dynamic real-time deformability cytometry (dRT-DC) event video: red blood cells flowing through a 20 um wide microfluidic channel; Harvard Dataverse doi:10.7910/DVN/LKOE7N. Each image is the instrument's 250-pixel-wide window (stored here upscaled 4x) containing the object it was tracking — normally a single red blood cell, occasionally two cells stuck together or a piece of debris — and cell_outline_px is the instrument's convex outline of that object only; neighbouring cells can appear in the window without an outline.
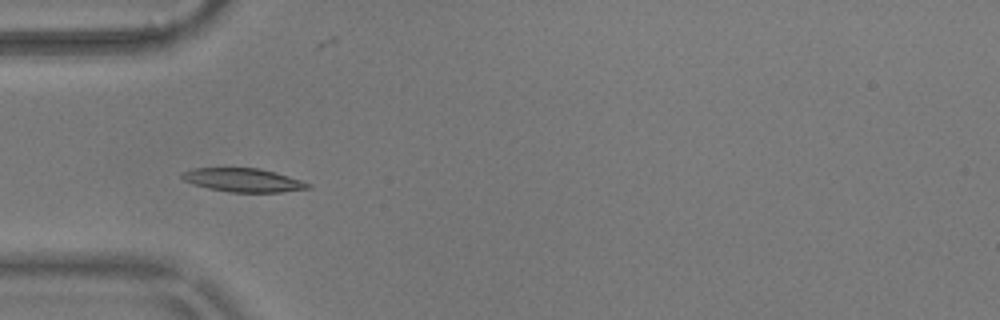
{"species": "common noctule bat (a hibernating species)", "species_latin": "Nyctalus noctula", "temperature_condition": "warm", "stored_images_in_passage": 57, "camera_frame_rate_fps": 3000, "um_per_image_px": 0.085, "animal": {"sex": "male", "body_mass_g": 17.9}, "frame": {"image": 1, "passage_image": 18, "time_ms": 5.667, "image_size_px": [1000, 320], "cell_outline_px": [[312, 188], [280, 192], [232, 192], [208, 188], [192, 184], [184, 180], [180, 176], [184, 172], [192, 168], [260, 168], [276, 172], [312, 184]], "centroid_in_image_um": [20.69, 15.31], "position_along_channel_um": 64.3, "area_um2": 17.28}}
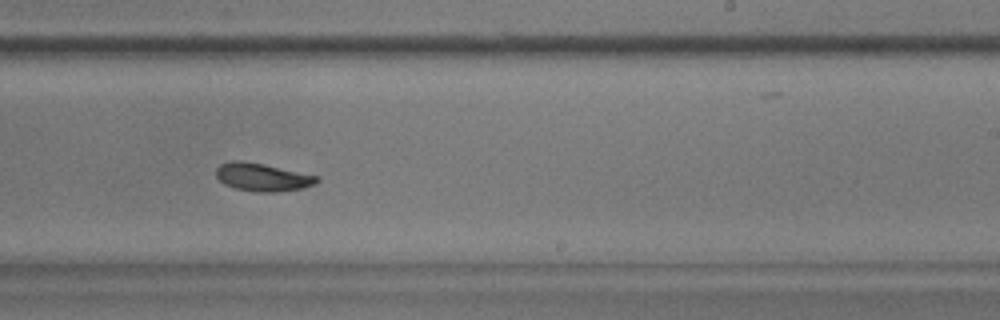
{"frame": {"image": 2, "passage_image": 35, "time_ms": 11.333, "image_size_px": [1000, 320], "cell_outline_px": [[320, 180], [316, 184], [304, 188], [276, 192], [256, 192], [236, 188], [224, 184], [216, 176], [216, 168], [220, 164], [232, 160], [244, 160], [264, 164], [320, 176]], "centroid_in_image_um": [22.34, 15.05], "position_along_channel_um": 266.7, "area_um2": 16.65}}
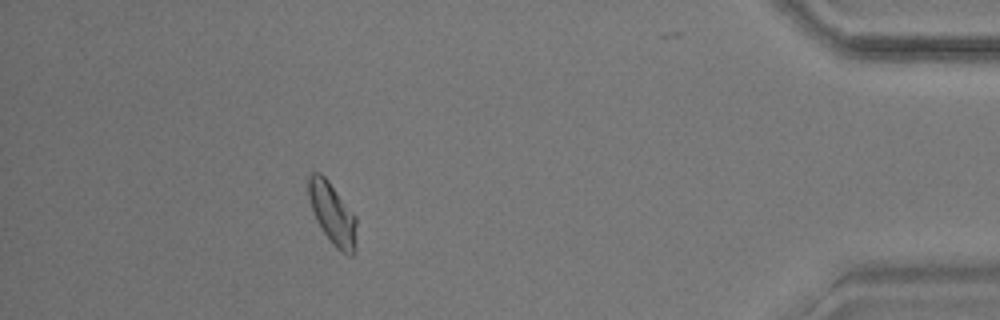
{"frame": {"image": 3, "passage_image": 51, "time_ms": 16.667, "image_size_px": [1000, 320], "cell_outline_px": [[356, 252], [352, 256], [348, 256], [340, 252], [332, 244], [316, 220], [308, 196], [308, 176], [312, 172], [320, 172], [328, 180], [356, 216]], "centroid_in_image_um": [28.28, 18.19], "position_along_channel_um": 406.9, "area_um2": 17.4}, "authors_computed_cell_mechanics": {"area_um2": 16.762, "velocity_mm_per_s": 3.5763, "shape_relaxation_time_tau1_ms": 2.9491, "shape_relaxation_time_tau2_ms": 6.5104, "deformation_change_tau1": 0.1235, "deformation_change_tau2": 0.115}}